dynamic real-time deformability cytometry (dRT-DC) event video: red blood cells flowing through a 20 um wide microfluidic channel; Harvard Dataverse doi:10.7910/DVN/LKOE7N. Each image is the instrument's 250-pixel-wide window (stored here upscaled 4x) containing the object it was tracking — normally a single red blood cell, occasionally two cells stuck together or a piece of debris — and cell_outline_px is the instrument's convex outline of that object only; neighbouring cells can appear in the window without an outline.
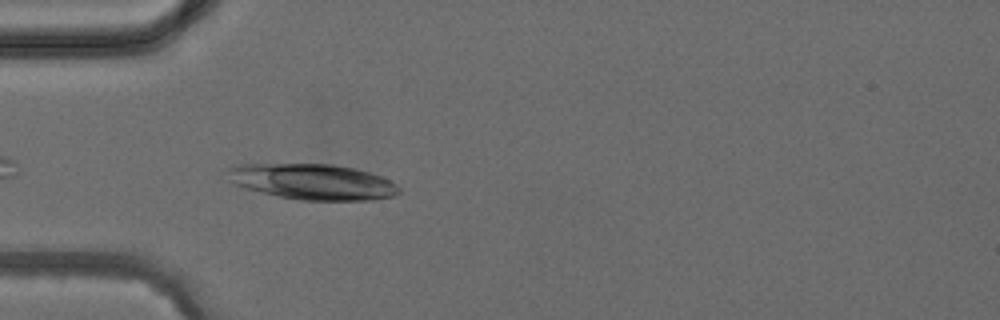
{"species": "common noctule bat (a hibernating species)", "species_latin": "Nyctalus noctula", "temperature_condition": "cold", "stored_images_in_passage": 4, "camera_frame_rate_fps": 3000, "um_per_image_px": 0.085, "animal": {"sex": "female", "body_mass_g": 24.6, "forearm_length_mm": 56.2}, "frame": {"image": 1, "passage_image": 4, "time_ms": 4.0, "image_size_px": [1000, 320], "cell_outline_px": [[400, 192], [396, 196], [372, 200], [300, 200], [280, 196], [248, 188], [236, 184], [228, 168], [236, 164], [332, 164], [356, 168], [380, 176], [396, 184], [400, 188]], "centroid_in_image_um": [26.68, 15.45], "position_along_channel_um": 58.3, "area_um2": 35.14}}